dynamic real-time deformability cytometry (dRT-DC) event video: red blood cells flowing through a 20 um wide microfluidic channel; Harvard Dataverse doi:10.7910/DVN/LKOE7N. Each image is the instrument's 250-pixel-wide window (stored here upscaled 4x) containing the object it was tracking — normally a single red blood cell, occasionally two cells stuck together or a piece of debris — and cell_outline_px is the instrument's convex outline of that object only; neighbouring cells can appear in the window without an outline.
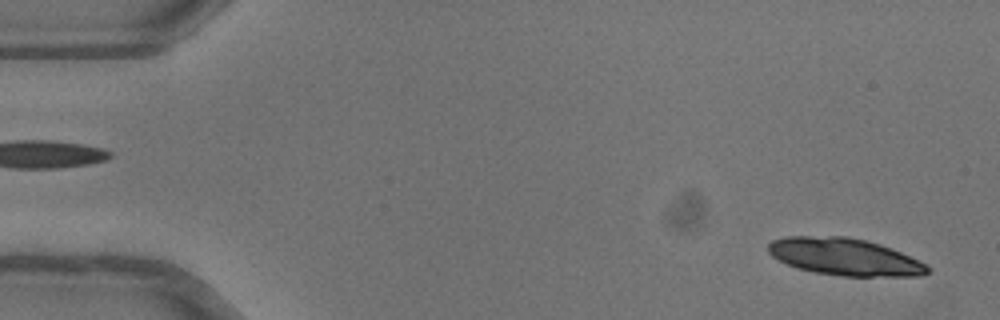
{"species": "common noctule bat (a hibernating species)", "species_latin": "Nyctalus noctula", "temperature_condition": "warm", "stored_images_in_passage": 33, "camera_frame_rate_fps": 3000, "um_per_image_px": 0.085, "animal": {"sex": "female"}, "frame": {"image": 1, "passage_image": 2, "time_ms": 0.333, "image_size_px": [1000, 320], "cell_outline_px": [[932, 272], [924, 276], [840, 276], [816, 272], [796, 268], [772, 256], [768, 252], [768, 244], [772, 240], [784, 236], [848, 236], [880, 244], [920, 260], [932, 268]], "centroid_in_image_um": [71.84, 21.83], "position_along_channel_um": 13.2, "area_um2": 34.68}}
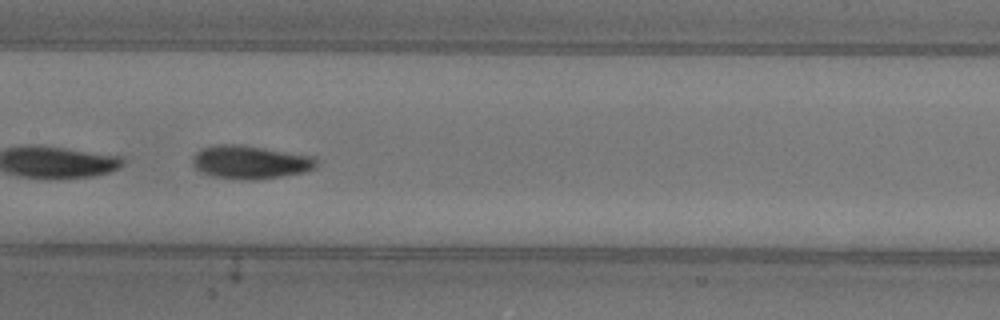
{"frame": {"image": 2, "passage_image": 25, "time_ms": 8.0, "image_size_px": [1000, 320], "cell_outline_px": [[316, 168], [304, 172], [256, 180], [244, 180], [212, 176], [200, 172], [192, 164], [192, 156], [196, 152], [204, 148], [220, 144], [240, 144], [312, 156], [316, 160]], "centroid_in_image_um": [21.24, 13.79], "position_along_channel_um": 186.2, "area_um2": 23.93}}